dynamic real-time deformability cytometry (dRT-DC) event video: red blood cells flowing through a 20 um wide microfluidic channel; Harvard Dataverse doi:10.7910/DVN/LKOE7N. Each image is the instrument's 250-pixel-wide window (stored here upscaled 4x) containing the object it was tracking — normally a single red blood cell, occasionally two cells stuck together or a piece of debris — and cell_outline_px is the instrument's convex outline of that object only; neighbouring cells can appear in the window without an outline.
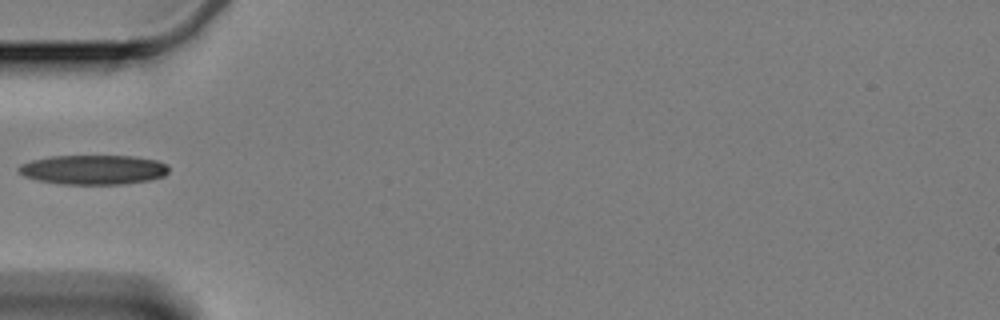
{"species": "Egyptian fruit bat (a non-hibernating species)", "species_latin": "Rousettus aegyptiacus", "temperature_condition": "cold", "stored_images_in_passage": 24, "camera_frame_rate_fps": 3000, "um_per_image_px": 0.085, "animal": {"sex": "female"}, "frame": {"image": 1, "passage_image": 1, "time_ms": 0.0, "image_size_px": [1000, 320], "cell_outline_px": [[168, 172], [164, 176], [148, 180], [124, 184], [60, 184], [36, 180], [24, 176], [16, 168], [20, 164], [32, 160], [48, 156], [136, 156], [156, 160], [168, 164]], "centroid_in_image_um": [7.92, 14.42], "position_along_channel_um": 77.1, "area_um2": 26.01}}
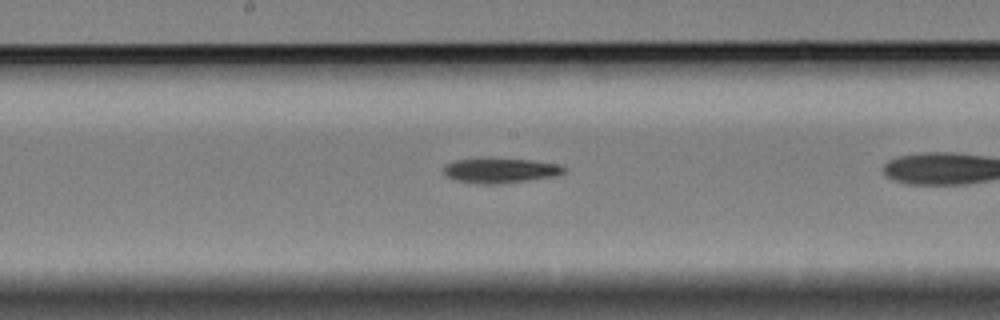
{"frame": {"image": 2, "passage_image": 9, "time_ms": 2.667, "image_size_px": [1000, 320], "cell_outline_px": [[568, 168], [564, 172], [556, 176], [496, 184], [480, 184], [456, 180], [444, 176], [444, 164], [452, 160], [528, 160], [556, 164]], "centroid_in_image_um": [42.49, 14.52], "position_along_channel_um": 205.7, "area_um2": 16.88}}
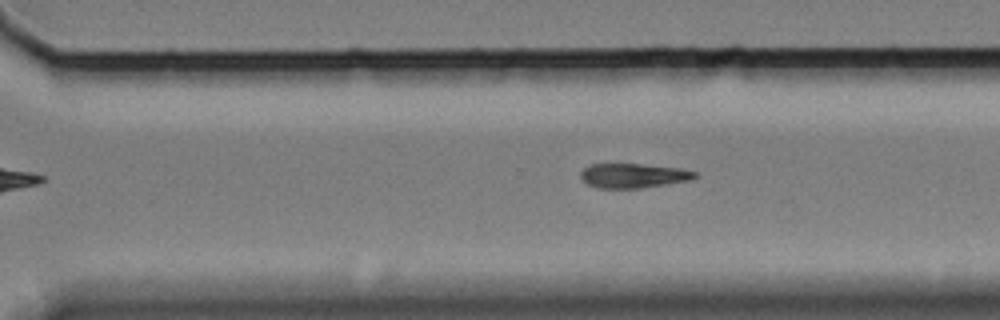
{"frame": {"image": 3, "passage_image": 19, "time_ms": 6.0, "image_size_px": [1000, 320], "cell_outline_px": [[696, 176], [692, 180], [640, 188], [596, 188], [588, 184], [580, 176], [580, 172], [588, 164], [640, 164], [680, 168], [696, 172]], "centroid_in_image_um": [53.81, 14.93], "position_along_channel_um": 316.8, "area_um2": 16.24}}